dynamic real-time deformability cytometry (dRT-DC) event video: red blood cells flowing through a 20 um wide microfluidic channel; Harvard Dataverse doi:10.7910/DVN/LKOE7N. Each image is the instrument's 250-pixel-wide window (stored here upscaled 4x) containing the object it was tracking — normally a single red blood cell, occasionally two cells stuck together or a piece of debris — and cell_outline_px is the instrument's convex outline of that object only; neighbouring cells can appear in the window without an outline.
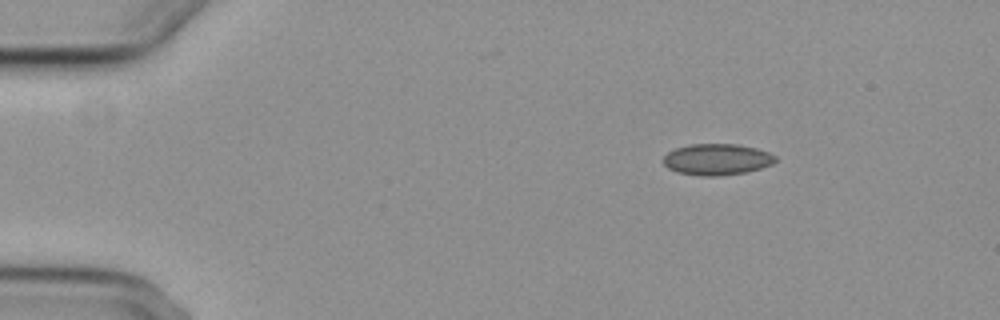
{"species": "common noctule bat (a hibernating species)", "species_latin": "Nyctalus noctula", "temperature_condition": "cold", "stored_images_in_passage": 5, "camera_frame_rate_fps": 3000, "um_per_image_px": 0.085, "animal": {"sex": "female", "body_mass_g": 29.2, "forearm_length_mm": 56.3}, "frame": {"image": 1, "passage_image": 1, "time_ms": 0.0, "image_size_px": [1000, 320], "cell_outline_px": [[776, 160], [772, 164], [760, 168], [744, 172], [716, 176], [700, 176], [676, 172], [668, 168], [664, 164], [664, 156], [668, 152], [676, 148], [688, 144], [736, 144], [756, 148], [768, 152], [776, 156]], "centroid_in_image_um": [60.92, 13.54], "position_along_channel_um": 24.1, "area_um2": 20.35}}
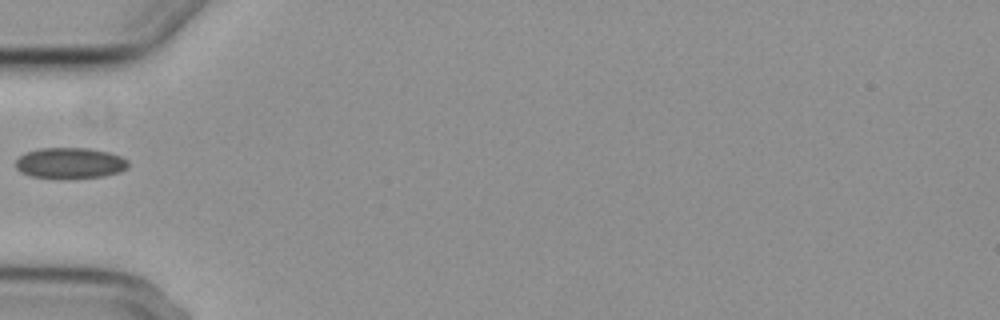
{"frame": {"image": 2, "passage_image": 4, "time_ms": 3.667, "image_size_px": [1000, 320], "cell_outline_px": [[128, 168], [120, 172], [104, 176], [68, 180], [32, 176], [20, 172], [16, 168], [16, 160], [24, 152], [40, 148], [88, 148], [108, 152], [120, 156], [128, 160]], "centroid_in_image_um": [5.95, 13.88], "position_along_channel_um": 79.0, "area_um2": 20.69}}
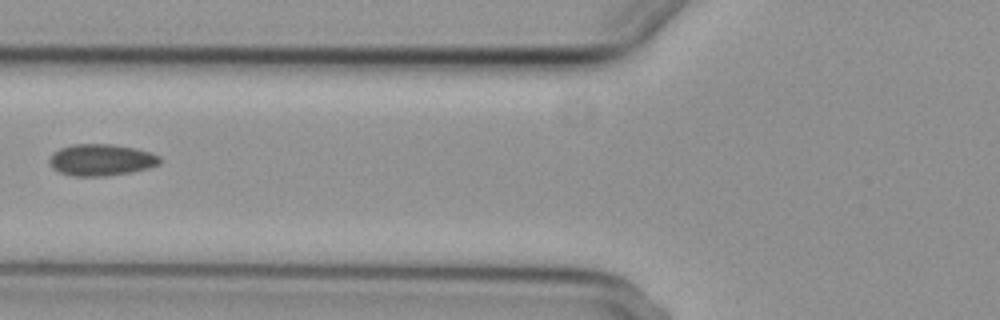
{"frame": {"image": 3, "passage_image": 5, "time_ms": 4.667, "image_size_px": [1000, 320], "cell_outline_px": [[160, 164], [148, 168], [132, 172], [108, 176], [72, 176], [60, 172], [52, 168], [48, 164], [48, 160], [52, 152], [60, 148], [72, 144], [112, 144], [136, 148], [152, 152], [160, 156]], "centroid_in_image_um": [8.59, 13.59], "position_along_channel_um": 117.2, "area_um2": 20.69}}